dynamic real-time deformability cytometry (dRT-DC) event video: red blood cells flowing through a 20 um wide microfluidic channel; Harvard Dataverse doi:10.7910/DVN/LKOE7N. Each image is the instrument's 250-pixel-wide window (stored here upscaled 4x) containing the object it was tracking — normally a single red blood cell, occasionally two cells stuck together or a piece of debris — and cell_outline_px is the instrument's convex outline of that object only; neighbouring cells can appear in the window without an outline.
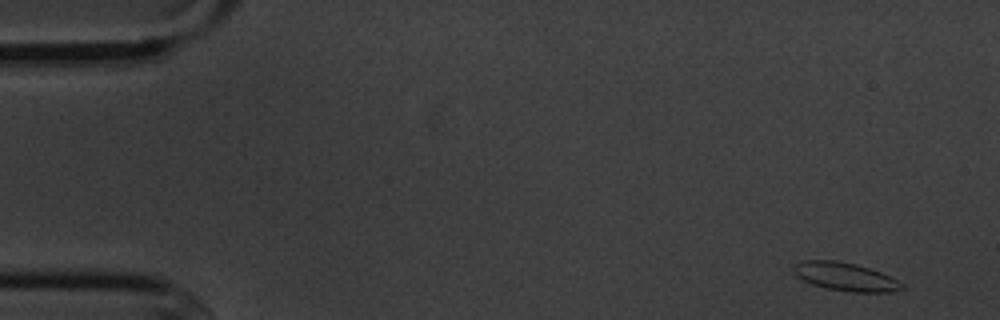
{"species": "common noctule bat (a hibernating species)", "species_latin": "Nyctalus noctula", "temperature_condition": "cold", "stored_images_in_passage": 6, "camera_frame_rate_fps": 3000, "um_per_image_px": 0.085, "animal": {"sex": "male", "body_mass_g": 20.1, "forearm_length_mm": 53.5}, "frame": {"image": 1, "passage_image": 1, "time_ms": 0.0, "image_size_px": [1000, 320], "cell_outline_px": [[904, 288], [892, 292], [852, 292], [828, 288], [812, 284], [796, 276], [792, 268], [796, 264], [804, 260], [836, 260], [856, 264], [880, 272], [904, 284]], "centroid_in_image_um": [71.85, 23.52], "position_along_channel_um": 13.2, "area_um2": 17.63}}
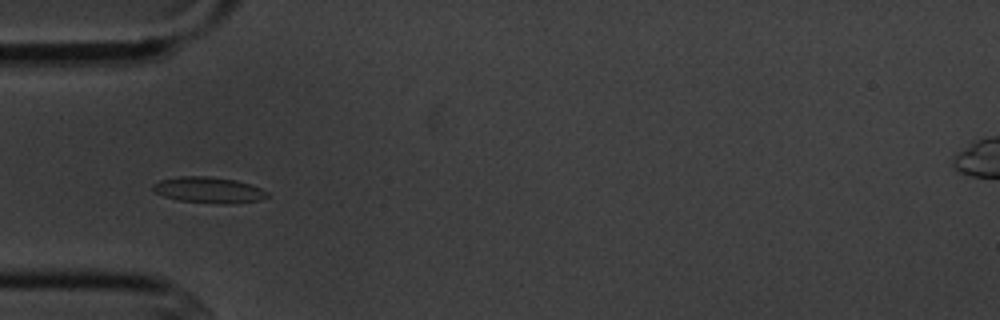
{"frame": {"image": 2, "passage_image": 5, "time_ms": 4.667, "image_size_px": [1000, 320], "cell_outline_px": [[268, 196], [260, 200], [232, 204], [216, 204], [180, 200], [164, 196], [156, 192], [152, 188], [152, 184], [160, 180], [180, 176], [208, 176], [236, 180], [260, 188], [268, 192]], "centroid_in_image_um": [17.74, 16.15], "position_along_channel_um": 67.3, "area_um2": 17.28}}
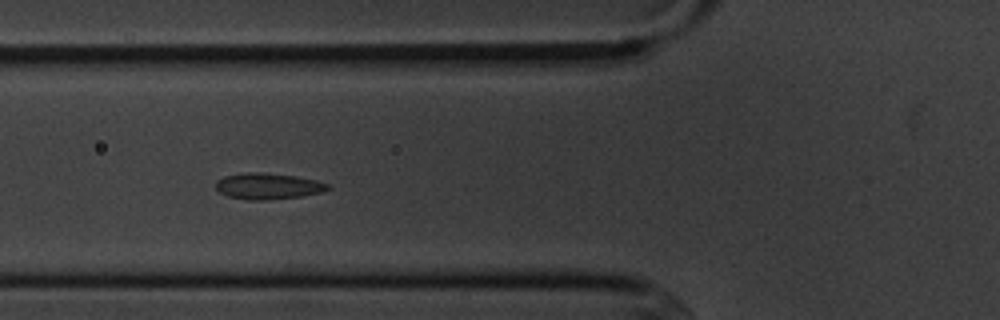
{"frame": {"image": 3, "passage_image": 6, "time_ms": 5.667, "image_size_px": [1000, 320], "cell_outline_px": [[332, 188], [324, 192], [304, 196], [264, 200], [248, 200], [228, 196], [220, 192], [216, 188], [216, 180], [224, 176], [244, 172], [260, 172], [296, 176], [316, 180], [328, 184]], "centroid_in_image_um": [22.8, 15.82], "position_along_channel_um": 103.0, "area_um2": 17.22}}